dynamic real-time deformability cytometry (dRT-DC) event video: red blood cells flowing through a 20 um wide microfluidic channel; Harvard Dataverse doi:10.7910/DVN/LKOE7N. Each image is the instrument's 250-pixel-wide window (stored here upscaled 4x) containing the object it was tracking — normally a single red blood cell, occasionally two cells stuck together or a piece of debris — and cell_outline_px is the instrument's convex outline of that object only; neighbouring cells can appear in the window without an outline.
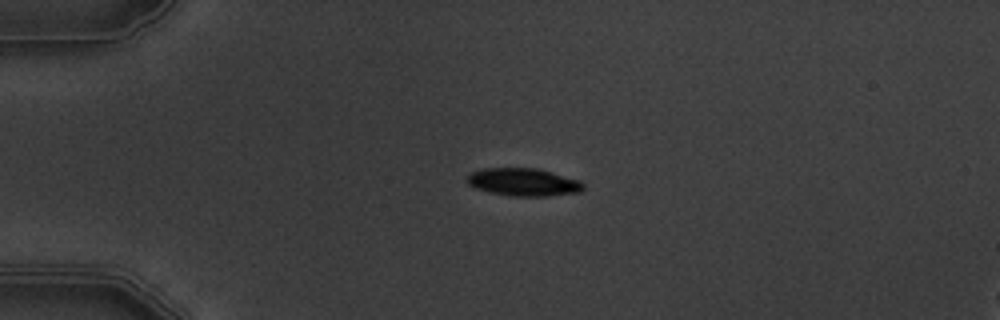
{"species": "common noctule bat (a hibernating species)", "species_latin": "Nyctalus noctula", "temperature_condition": "warm", "stored_images_in_passage": 5, "camera_frame_rate_fps": 3000, "um_per_image_px": 0.085, "animal": {"sex": "male", "body_mass_g": 19.5, "forearm_length_mm": 54.6}, "frame": {"image": 1, "passage_image": 4, "time_ms": 3.667, "image_size_px": [1000, 320], "cell_outline_px": [[584, 188], [580, 192], [544, 196], [508, 196], [476, 188], [468, 184], [468, 176], [472, 172], [484, 168], [536, 168], [552, 172], [580, 180], [584, 184]], "centroid_in_image_um": [44.52, 15.48], "position_along_channel_um": 40.5, "area_um2": 18.67}}